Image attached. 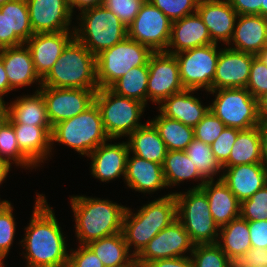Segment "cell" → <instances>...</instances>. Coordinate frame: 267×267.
Listing matches in <instances>:
<instances>
[{"mask_svg":"<svg viewBox=\"0 0 267 267\" xmlns=\"http://www.w3.org/2000/svg\"><path fill=\"white\" fill-rule=\"evenodd\" d=\"M9 1H12V0H0V6L4 5L6 2H9Z\"/></svg>","mask_w":267,"mask_h":267,"instance_id":"a7ac6f4b","label":"cell"},{"mask_svg":"<svg viewBox=\"0 0 267 267\" xmlns=\"http://www.w3.org/2000/svg\"><path fill=\"white\" fill-rule=\"evenodd\" d=\"M36 90L33 95H23L9 104V122L12 125L51 126L43 95Z\"/></svg>","mask_w":267,"mask_h":267,"instance_id":"f546056e","label":"cell"},{"mask_svg":"<svg viewBox=\"0 0 267 267\" xmlns=\"http://www.w3.org/2000/svg\"><path fill=\"white\" fill-rule=\"evenodd\" d=\"M261 158L262 164L267 168V122H260Z\"/></svg>","mask_w":267,"mask_h":267,"instance_id":"db71d44e","label":"cell"},{"mask_svg":"<svg viewBox=\"0 0 267 267\" xmlns=\"http://www.w3.org/2000/svg\"><path fill=\"white\" fill-rule=\"evenodd\" d=\"M0 12L6 15L7 47H15L34 34L26 0H12L0 6Z\"/></svg>","mask_w":267,"mask_h":267,"instance_id":"4dcf8cb0","label":"cell"},{"mask_svg":"<svg viewBox=\"0 0 267 267\" xmlns=\"http://www.w3.org/2000/svg\"><path fill=\"white\" fill-rule=\"evenodd\" d=\"M0 160L14 162L16 166L35 168L36 166L20 151L13 125L8 122L0 132ZM13 160V162H11Z\"/></svg>","mask_w":267,"mask_h":267,"instance_id":"f35d334b","label":"cell"},{"mask_svg":"<svg viewBox=\"0 0 267 267\" xmlns=\"http://www.w3.org/2000/svg\"><path fill=\"white\" fill-rule=\"evenodd\" d=\"M80 12L74 37L95 56L127 37V27L103 4Z\"/></svg>","mask_w":267,"mask_h":267,"instance_id":"8992f818","label":"cell"},{"mask_svg":"<svg viewBox=\"0 0 267 267\" xmlns=\"http://www.w3.org/2000/svg\"><path fill=\"white\" fill-rule=\"evenodd\" d=\"M87 246L99 257L104 267H123L135 257L129 253L122 232L91 241Z\"/></svg>","mask_w":267,"mask_h":267,"instance_id":"e575fe53","label":"cell"},{"mask_svg":"<svg viewBox=\"0 0 267 267\" xmlns=\"http://www.w3.org/2000/svg\"><path fill=\"white\" fill-rule=\"evenodd\" d=\"M144 2L145 0H104L103 5L128 27L134 21Z\"/></svg>","mask_w":267,"mask_h":267,"instance_id":"f6af8a7d","label":"cell"},{"mask_svg":"<svg viewBox=\"0 0 267 267\" xmlns=\"http://www.w3.org/2000/svg\"><path fill=\"white\" fill-rule=\"evenodd\" d=\"M208 44H213L210 33L196 12L172 22L171 37L165 52L176 54Z\"/></svg>","mask_w":267,"mask_h":267,"instance_id":"7402d4cb","label":"cell"},{"mask_svg":"<svg viewBox=\"0 0 267 267\" xmlns=\"http://www.w3.org/2000/svg\"><path fill=\"white\" fill-rule=\"evenodd\" d=\"M128 137L129 152L147 161L163 165L168 150L158 130L150 121L137 128Z\"/></svg>","mask_w":267,"mask_h":267,"instance_id":"f1b7e54d","label":"cell"},{"mask_svg":"<svg viewBox=\"0 0 267 267\" xmlns=\"http://www.w3.org/2000/svg\"><path fill=\"white\" fill-rule=\"evenodd\" d=\"M171 28L172 21L145 0L134 21L127 27V37L148 46L153 52L166 51Z\"/></svg>","mask_w":267,"mask_h":267,"instance_id":"7c38bea8","label":"cell"},{"mask_svg":"<svg viewBox=\"0 0 267 267\" xmlns=\"http://www.w3.org/2000/svg\"><path fill=\"white\" fill-rule=\"evenodd\" d=\"M146 267H195L191 257H172L158 259L146 264Z\"/></svg>","mask_w":267,"mask_h":267,"instance_id":"f5cc1de1","label":"cell"},{"mask_svg":"<svg viewBox=\"0 0 267 267\" xmlns=\"http://www.w3.org/2000/svg\"><path fill=\"white\" fill-rule=\"evenodd\" d=\"M251 246L267 248V220L248 221Z\"/></svg>","mask_w":267,"mask_h":267,"instance_id":"f907efd6","label":"cell"},{"mask_svg":"<svg viewBox=\"0 0 267 267\" xmlns=\"http://www.w3.org/2000/svg\"><path fill=\"white\" fill-rule=\"evenodd\" d=\"M137 212L133 213L127 207L122 225L124 240L130 252L132 246L134 247L132 255L135 258L155 235L177 219V202L174 193L141 206Z\"/></svg>","mask_w":267,"mask_h":267,"instance_id":"3957f363","label":"cell"},{"mask_svg":"<svg viewBox=\"0 0 267 267\" xmlns=\"http://www.w3.org/2000/svg\"><path fill=\"white\" fill-rule=\"evenodd\" d=\"M158 130L161 139L165 142L168 151L185 150L195 138L194 128L178 120L160 115L149 120Z\"/></svg>","mask_w":267,"mask_h":267,"instance_id":"d590c367","label":"cell"},{"mask_svg":"<svg viewBox=\"0 0 267 267\" xmlns=\"http://www.w3.org/2000/svg\"><path fill=\"white\" fill-rule=\"evenodd\" d=\"M256 56H258L267 66V46L264 47Z\"/></svg>","mask_w":267,"mask_h":267,"instance_id":"6125c7cd","label":"cell"},{"mask_svg":"<svg viewBox=\"0 0 267 267\" xmlns=\"http://www.w3.org/2000/svg\"><path fill=\"white\" fill-rule=\"evenodd\" d=\"M241 130L231 127H225L220 136L212 143L211 149L216 160L222 166L228 159Z\"/></svg>","mask_w":267,"mask_h":267,"instance_id":"7dc6e473","label":"cell"},{"mask_svg":"<svg viewBox=\"0 0 267 267\" xmlns=\"http://www.w3.org/2000/svg\"><path fill=\"white\" fill-rule=\"evenodd\" d=\"M162 167L167 188L179 185L184 180L194 179L201 182L190 189H200L207 181L183 150L167 151Z\"/></svg>","mask_w":267,"mask_h":267,"instance_id":"d6a6232c","label":"cell"},{"mask_svg":"<svg viewBox=\"0 0 267 267\" xmlns=\"http://www.w3.org/2000/svg\"><path fill=\"white\" fill-rule=\"evenodd\" d=\"M11 91V86L8 81V77L5 71V67L0 57V98L4 99L3 96Z\"/></svg>","mask_w":267,"mask_h":267,"instance_id":"11a10c76","label":"cell"},{"mask_svg":"<svg viewBox=\"0 0 267 267\" xmlns=\"http://www.w3.org/2000/svg\"><path fill=\"white\" fill-rule=\"evenodd\" d=\"M240 217L247 221L267 220V184L240 203Z\"/></svg>","mask_w":267,"mask_h":267,"instance_id":"60d3db41","label":"cell"},{"mask_svg":"<svg viewBox=\"0 0 267 267\" xmlns=\"http://www.w3.org/2000/svg\"><path fill=\"white\" fill-rule=\"evenodd\" d=\"M177 202V219L188 232L191 241L196 244H215L219 227L209 209V201L201 189L174 193Z\"/></svg>","mask_w":267,"mask_h":267,"instance_id":"ba28073f","label":"cell"},{"mask_svg":"<svg viewBox=\"0 0 267 267\" xmlns=\"http://www.w3.org/2000/svg\"><path fill=\"white\" fill-rule=\"evenodd\" d=\"M6 258V256L3 254V253H1L0 252V267H5L4 265V263H3V261L2 260H4Z\"/></svg>","mask_w":267,"mask_h":267,"instance_id":"003e7915","label":"cell"},{"mask_svg":"<svg viewBox=\"0 0 267 267\" xmlns=\"http://www.w3.org/2000/svg\"><path fill=\"white\" fill-rule=\"evenodd\" d=\"M234 267H267V248H251L234 263Z\"/></svg>","mask_w":267,"mask_h":267,"instance_id":"681fc988","label":"cell"},{"mask_svg":"<svg viewBox=\"0 0 267 267\" xmlns=\"http://www.w3.org/2000/svg\"><path fill=\"white\" fill-rule=\"evenodd\" d=\"M70 5L75 1V0H66Z\"/></svg>","mask_w":267,"mask_h":267,"instance_id":"89a4df30","label":"cell"},{"mask_svg":"<svg viewBox=\"0 0 267 267\" xmlns=\"http://www.w3.org/2000/svg\"><path fill=\"white\" fill-rule=\"evenodd\" d=\"M189 256L195 267H234V263L216 243L196 244Z\"/></svg>","mask_w":267,"mask_h":267,"instance_id":"ab89813d","label":"cell"},{"mask_svg":"<svg viewBox=\"0 0 267 267\" xmlns=\"http://www.w3.org/2000/svg\"><path fill=\"white\" fill-rule=\"evenodd\" d=\"M38 87V91L44 97L51 126L85 112L95 103V94L98 90Z\"/></svg>","mask_w":267,"mask_h":267,"instance_id":"4fadbf2b","label":"cell"},{"mask_svg":"<svg viewBox=\"0 0 267 267\" xmlns=\"http://www.w3.org/2000/svg\"><path fill=\"white\" fill-rule=\"evenodd\" d=\"M194 246L188 232L176 219L155 235L136 259L146 265L158 259L185 257L188 251L191 255Z\"/></svg>","mask_w":267,"mask_h":267,"instance_id":"9a60e30c","label":"cell"},{"mask_svg":"<svg viewBox=\"0 0 267 267\" xmlns=\"http://www.w3.org/2000/svg\"><path fill=\"white\" fill-rule=\"evenodd\" d=\"M123 267H146V265L134 258L132 261H130L127 265Z\"/></svg>","mask_w":267,"mask_h":267,"instance_id":"be15d7a7","label":"cell"},{"mask_svg":"<svg viewBox=\"0 0 267 267\" xmlns=\"http://www.w3.org/2000/svg\"><path fill=\"white\" fill-rule=\"evenodd\" d=\"M153 51L129 37L96 55V80L99 88H109L130 69L148 66Z\"/></svg>","mask_w":267,"mask_h":267,"instance_id":"9c48e42d","label":"cell"},{"mask_svg":"<svg viewBox=\"0 0 267 267\" xmlns=\"http://www.w3.org/2000/svg\"><path fill=\"white\" fill-rule=\"evenodd\" d=\"M197 13L208 28L213 43L230 46L238 17L229 0H199Z\"/></svg>","mask_w":267,"mask_h":267,"instance_id":"d6986e66","label":"cell"},{"mask_svg":"<svg viewBox=\"0 0 267 267\" xmlns=\"http://www.w3.org/2000/svg\"><path fill=\"white\" fill-rule=\"evenodd\" d=\"M256 55L230 48L220 50L212 90L246 88L253 58Z\"/></svg>","mask_w":267,"mask_h":267,"instance_id":"e0dca14e","label":"cell"},{"mask_svg":"<svg viewBox=\"0 0 267 267\" xmlns=\"http://www.w3.org/2000/svg\"><path fill=\"white\" fill-rule=\"evenodd\" d=\"M216 244L235 263L238 258L252 248L248 221L238 217L220 227Z\"/></svg>","mask_w":267,"mask_h":267,"instance_id":"1f68e13d","label":"cell"},{"mask_svg":"<svg viewBox=\"0 0 267 267\" xmlns=\"http://www.w3.org/2000/svg\"><path fill=\"white\" fill-rule=\"evenodd\" d=\"M7 48L6 15L0 12V49Z\"/></svg>","mask_w":267,"mask_h":267,"instance_id":"680465c9","label":"cell"},{"mask_svg":"<svg viewBox=\"0 0 267 267\" xmlns=\"http://www.w3.org/2000/svg\"><path fill=\"white\" fill-rule=\"evenodd\" d=\"M172 22L197 12L199 0H148Z\"/></svg>","mask_w":267,"mask_h":267,"instance_id":"b9f144b4","label":"cell"},{"mask_svg":"<svg viewBox=\"0 0 267 267\" xmlns=\"http://www.w3.org/2000/svg\"><path fill=\"white\" fill-rule=\"evenodd\" d=\"M12 211L13 206L10 201L0 203V252L5 256L9 253L16 231Z\"/></svg>","mask_w":267,"mask_h":267,"instance_id":"7bdbcfd3","label":"cell"},{"mask_svg":"<svg viewBox=\"0 0 267 267\" xmlns=\"http://www.w3.org/2000/svg\"><path fill=\"white\" fill-rule=\"evenodd\" d=\"M70 250L67 267H104L99 257L87 246Z\"/></svg>","mask_w":267,"mask_h":267,"instance_id":"c3c4849f","label":"cell"},{"mask_svg":"<svg viewBox=\"0 0 267 267\" xmlns=\"http://www.w3.org/2000/svg\"><path fill=\"white\" fill-rule=\"evenodd\" d=\"M132 156L129 153L124 179L129 188L139 193L150 194L167 187L161 164L147 161L135 155Z\"/></svg>","mask_w":267,"mask_h":267,"instance_id":"484cf974","label":"cell"},{"mask_svg":"<svg viewBox=\"0 0 267 267\" xmlns=\"http://www.w3.org/2000/svg\"><path fill=\"white\" fill-rule=\"evenodd\" d=\"M261 16L267 18V0H266V7H261Z\"/></svg>","mask_w":267,"mask_h":267,"instance_id":"03108f58","label":"cell"},{"mask_svg":"<svg viewBox=\"0 0 267 267\" xmlns=\"http://www.w3.org/2000/svg\"><path fill=\"white\" fill-rule=\"evenodd\" d=\"M219 179L234 193L237 200L249 199L267 184V168L262 163L222 167Z\"/></svg>","mask_w":267,"mask_h":267,"instance_id":"44dd1931","label":"cell"},{"mask_svg":"<svg viewBox=\"0 0 267 267\" xmlns=\"http://www.w3.org/2000/svg\"><path fill=\"white\" fill-rule=\"evenodd\" d=\"M9 122V113L7 109H5L1 114H0V132L2 128Z\"/></svg>","mask_w":267,"mask_h":267,"instance_id":"94428289","label":"cell"},{"mask_svg":"<svg viewBox=\"0 0 267 267\" xmlns=\"http://www.w3.org/2000/svg\"><path fill=\"white\" fill-rule=\"evenodd\" d=\"M197 90L184 89L166 98L160 105V113L170 119L194 128L209 112V106H203L199 98L193 96Z\"/></svg>","mask_w":267,"mask_h":267,"instance_id":"d4e9b609","label":"cell"},{"mask_svg":"<svg viewBox=\"0 0 267 267\" xmlns=\"http://www.w3.org/2000/svg\"><path fill=\"white\" fill-rule=\"evenodd\" d=\"M104 0H75L71 5L72 13L74 12V8H77L79 10H84L91 7H96L103 4Z\"/></svg>","mask_w":267,"mask_h":267,"instance_id":"9f6ffc18","label":"cell"},{"mask_svg":"<svg viewBox=\"0 0 267 267\" xmlns=\"http://www.w3.org/2000/svg\"><path fill=\"white\" fill-rule=\"evenodd\" d=\"M111 140L107 135L99 107L94 103L85 112L52 126L53 142L69 146L81 155L88 156L100 144Z\"/></svg>","mask_w":267,"mask_h":267,"instance_id":"5b68a950","label":"cell"},{"mask_svg":"<svg viewBox=\"0 0 267 267\" xmlns=\"http://www.w3.org/2000/svg\"><path fill=\"white\" fill-rule=\"evenodd\" d=\"M246 89L256 99L267 92V66L258 56L253 58Z\"/></svg>","mask_w":267,"mask_h":267,"instance_id":"bcb514c9","label":"cell"},{"mask_svg":"<svg viewBox=\"0 0 267 267\" xmlns=\"http://www.w3.org/2000/svg\"><path fill=\"white\" fill-rule=\"evenodd\" d=\"M230 49L257 55L267 46V18L261 15H238Z\"/></svg>","mask_w":267,"mask_h":267,"instance_id":"cb8c5ba5","label":"cell"},{"mask_svg":"<svg viewBox=\"0 0 267 267\" xmlns=\"http://www.w3.org/2000/svg\"><path fill=\"white\" fill-rule=\"evenodd\" d=\"M148 78V66L133 67L109 88L118 95L138 100L146 105Z\"/></svg>","mask_w":267,"mask_h":267,"instance_id":"8d00e7d4","label":"cell"},{"mask_svg":"<svg viewBox=\"0 0 267 267\" xmlns=\"http://www.w3.org/2000/svg\"><path fill=\"white\" fill-rule=\"evenodd\" d=\"M238 15H261V7H266V0H229Z\"/></svg>","mask_w":267,"mask_h":267,"instance_id":"816d5d0a","label":"cell"},{"mask_svg":"<svg viewBox=\"0 0 267 267\" xmlns=\"http://www.w3.org/2000/svg\"><path fill=\"white\" fill-rule=\"evenodd\" d=\"M147 102L161 104L171 95L183 91L179 64L174 54L153 52L148 60Z\"/></svg>","mask_w":267,"mask_h":267,"instance_id":"5bb4252c","label":"cell"},{"mask_svg":"<svg viewBox=\"0 0 267 267\" xmlns=\"http://www.w3.org/2000/svg\"><path fill=\"white\" fill-rule=\"evenodd\" d=\"M74 38L72 31L33 34L26 42L38 76L43 79L51 70L63 49Z\"/></svg>","mask_w":267,"mask_h":267,"instance_id":"ac0fdd59","label":"cell"},{"mask_svg":"<svg viewBox=\"0 0 267 267\" xmlns=\"http://www.w3.org/2000/svg\"><path fill=\"white\" fill-rule=\"evenodd\" d=\"M20 151L36 166L52 152V126L13 125ZM44 160V161H43Z\"/></svg>","mask_w":267,"mask_h":267,"instance_id":"83f0119b","label":"cell"},{"mask_svg":"<svg viewBox=\"0 0 267 267\" xmlns=\"http://www.w3.org/2000/svg\"><path fill=\"white\" fill-rule=\"evenodd\" d=\"M75 236L80 245L122 232L127 207L107 199L71 196Z\"/></svg>","mask_w":267,"mask_h":267,"instance_id":"7a4b0ae2","label":"cell"},{"mask_svg":"<svg viewBox=\"0 0 267 267\" xmlns=\"http://www.w3.org/2000/svg\"><path fill=\"white\" fill-rule=\"evenodd\" d=\"M11 165L4 161L0 160V184H2L7 177L10 171ZM8 202V200H0V203Z\"/></svg>","mask_w":267,"mask_h":267,"instance_id":"91938a15","label":"cell"},{"mask_svg":"<svg viewBox=\"0 0 267 267\" xmlns=\"http://www.w3.org/2000/svg\"><path fill=\"white\" fill-rule=\"evenodd\" d=\"M127 142L102 143L87 157L91 159V174L102 182L123 176L125 179L129 155Z\"/></svg>","mask_w":267,"mask_h":267,"instance_id":"ffe728a7","label":"cell"},{"mask_svg":"<svg viewBox=\"0 0 267 267\" xmlns=\"http://www.w3.org/2000/svg\"><path fill=\"white\" fill-rule=\"evenodd\" d=\"M184 151L206 180H214V175L223 170L212 152L211 145L194 138Z\"/></svg>","mask_w":267,"mask_h":267,"instance_id":"74e56055","label":"cell"},{"mask_svg":"<svg viewBox=\"0 0 267 267\" xmlns=\"http://www.w3.org/2000/svg\"><path fill=\"white\" fill-rule=\"evenodd\" d=\"M95 103L111 140L127 137L144 125L139 121L146 105L138 100L118 95L110 88H99L95 94Z\"/></svg>","mask_w":267,"mask_h":267,"instance_id":"52a82bcc","label":"cell"},{"mask_svg":"<svg viewBox=\"0 0 267 267\" xmlns=\"http://www.w3.org/2000/svg\"><path fill=\"white\" fill-rule=\"evenodd\" d=\"M218 44H208L195 47L183 52L174 54L180 72V80L185 89L212 90L215 69L219 58L220 50Z\"/></svg>","mask_w":267,"mask_h":267,"instance_id":"8fae6325","label":"cell"},{"mask_svg":"<svg viewBox=\"0 0 267 267\" xmlns=\"http://www.w3.org/2000/svg\"><path fill=\"white\" fill-rule=\"evenodd\" d=\"M6 109V102L0 98V114Z\"/></svg>","mask_w":267,"mask_h":267,"instance_id":"e7e4bbea","label":"cell"},{"mask_svg":"<svg viewBox=\"0 0 267 267\" xmlns=\"http://www.w3.org/2000/svg\"><path fill=\"white\" fill-rule=\"evenodd\" d=\"M22 243L27 267H67L69 251L59 223L43 194H37Z\"/></svg>","mask_w":267,"mask_h":267,"instance_id":"6da1fadb","label":"cell"},{"mask_svg":"<svg viewBox=\"0 0 267 267\" xmlns=\"http://www.w3.org/2000/svg\"><path fill=\"white\" fill-rule=\"evenodd\" d=\"M257 102L260 122H267V92L262 94Z\"/></svg>","mask_w":267,"mask_h":267,"instance_id":"6f0895ef","label":"cell"},{"mask_svg":"<svg viewBox=\"0 0 267 267\" xmlns=\"http://www.w3.org/2000/svg\"><path fill=\"white\" fill-rule=\"evenodd\" d=\"M262 163L259 126L241 130L235 140L229 159L222 167Z\"/></svg>","mask_w":267,"mask_h":267,"instance_id":"836d02e7","label":"cell"},{"mask_svg":"<svg viewBox=\"0 0 267 267\" xmlns=\"http://www.w3.org/2000/svg\"><path fill=\"white\" fill-rule=\"evenodd\" d=\"M33 33L71 31L72 10L66 0H26Z\"/></svg>","mask_w":267,"mask_h":267,"instance_id":"2e32d148","label":"cell"},{"mask_svg":"<svg viewBox=\"0 0 267 267\" xmlns=\"http://www.w3.org/2000/svg\"><path fill=\"white\" fill-rule=\"evenodd\" d=\"M5 71L11 91L19 87L30 86L38 82L41 86L42 79L36 73L29 48L26 44L0 49Z\"/></svg>","mask_w":267,"mask_h":267,"instance_id":"603a6c76","label":"cell"},{"mask_svg":"<svg viewBox=\"0 0 267 267\" xmlns=\"http://www.w3.org/2000/svg\"><path fill=\"white\" fill-rule=\"evenodd\" d=\"M200 189L207 196L211 215L219 228L240 217V202L222 179L207 180Z\"/></svg>","mask_w":267,"mask_h":267,"instance_id":"4316f807","label":"cell"},{"mask_svg":"<svg viewBox=\"0 0 267 267\" xmlns=\"http://www.w3.org/2000/svg\"><path fill=\"white\" fill-rule=\"evenodd\" d=\"M41 86L99 89L96 80V56L74 37L42 79Z\"/></svg>","mask_w":267,"mask_h":267,"instance_id":"277c9868","label":"cell"},{"mask_svg":"<svg viewBox=\"0 0 267 267\" xmlns=\"http://www.w3.org/2000/svg\"><path fill=\"white\" fill-rule=\"evenodd\" d=\"M215 95L209 111L226 127L248 130L260 125L258 102L246 88H229L209 91Z\"/></svg>","mask_w":267,"mask_h":267,"instance_id":"30bf717a","label":"cell"},{"mask_svg":"<svg viewBox=\"0 0 267 267\" xmlns=\"http://www.w3.org/2000/svg\"><path fill=\"white\" fill-rule=\"evenodd\" d=\"M225 127L224 123L211 111H209L194 127V136L201 142L212 145Z\"/></svg>","mask_w":267,"mask_h":267,"instance_id":"ee69618b","label":"cell"}]
</instances>
